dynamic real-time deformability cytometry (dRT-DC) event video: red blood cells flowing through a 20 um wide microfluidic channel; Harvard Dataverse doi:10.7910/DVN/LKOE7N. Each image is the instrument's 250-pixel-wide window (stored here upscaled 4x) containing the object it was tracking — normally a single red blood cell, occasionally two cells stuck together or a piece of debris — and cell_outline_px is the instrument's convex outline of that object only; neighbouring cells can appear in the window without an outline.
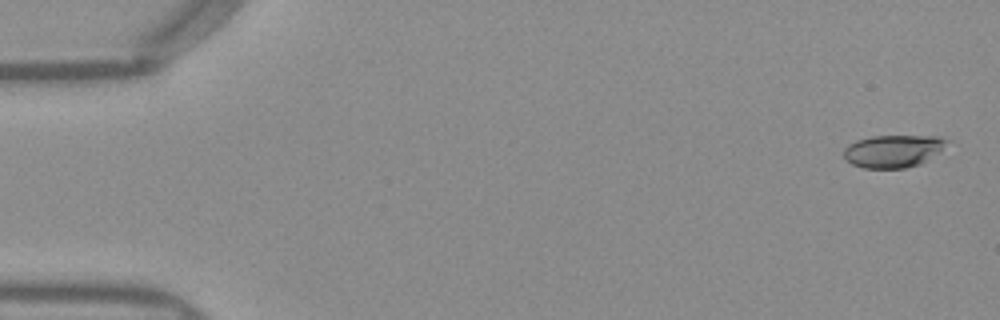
{"species": "Egyptian fruit bat (a non-hibernating species)", "species_latin": "Rousettus aegyptiacus", "temperature_condition": "warm", "stored_images_in_passage": 51, "camera_frame_rate_fps": 3000, "um_per_image_px": 0.085, "frame": {"image": 1, "passage_image": 2, "time_ms": 0.333, "image_size_px": [1000, 320], "cell_outline_px": [[952, 140], [920, 164], [904, 168], [864, 168], [852, 164], [844, 156], [844, 148], [848, 144], [856, 140], [872, 136], [940, 136]], "centroid_in_image_um": [75.9, 12.82], "position_along_channel_um": 9.1, "area_um2": 19.36}}
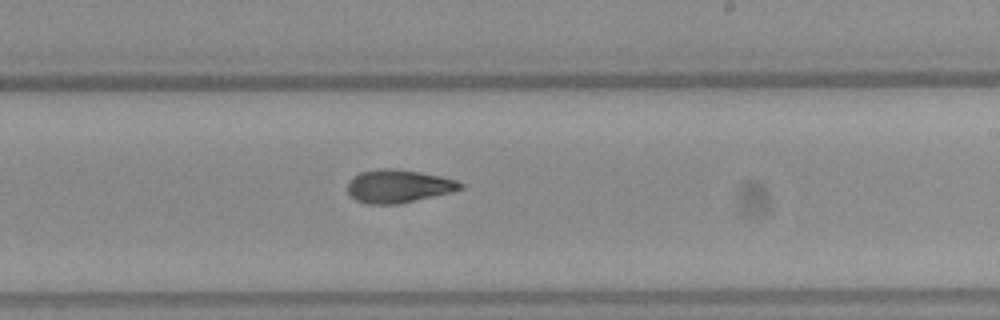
{"frame": {"image": 2, "passage_image": 31, "time_ms": 10.0, "image_size_px": [1000, 320], "cell_outline_px": [[464, 188], [452, 192], [400, 204], [368, 204], [356, 200], [348, 192], [348, 184], [360, 172], [380, 168], [396, 168], [420, 172], [440, 176], [456, 180], [464, 184]], "centroid_in_image_um": [33.91, 15.83], "position_along_channel_um": 255.1, "area_um2": 21.73}}
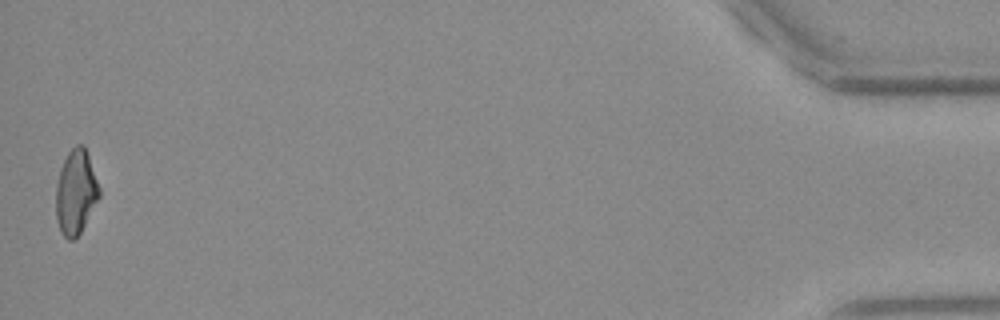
{"frame": {"image": 3, "passage_image": 51, "time_ms": 16.667, "image_size_px": [1000, 320], "cell_outline_px": [[100, 196], [80, 232], [72, 240], [68, 240], [60, 232], [56, 220], [56, 184], [60, 168], [68, 152], [76, 144], [84, 144], [100, 188]], "centroid_in_image_um": [6.43, 16.32], "position_along_channel_um": 428.8, "area_um2": 21.27}, "authors_computed_cell_mechanics": {"area_um2": 21.2704, "velocity_mm_per_s": 3.993, "shape_relaxation_time_tau1_ms": 9.2263, "shape_relaxation_time_tau2_ms": 3.6157, "deformation_change_tau1": 0.2213, "deformation_change_tau2": 0.1113}}